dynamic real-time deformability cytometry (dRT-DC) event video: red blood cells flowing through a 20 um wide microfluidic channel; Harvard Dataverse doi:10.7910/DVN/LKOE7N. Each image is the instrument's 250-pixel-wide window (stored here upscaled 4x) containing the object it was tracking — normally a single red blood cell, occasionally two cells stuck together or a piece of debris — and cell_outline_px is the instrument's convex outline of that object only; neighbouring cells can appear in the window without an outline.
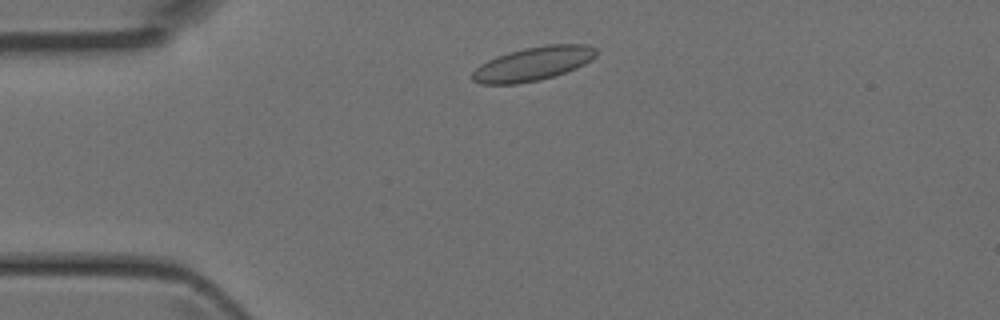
{"species": "Egyptian fruit bat (a non-hibernating species)", "species_latin": "Rousettus aegyptiacus", "temperature_condition": "room temperature", "stored_images_in_passage": 3, "camera_frame_rate_fps": 3000, "um_per_image_px": 0.085, "animal": {"sex": "female"}, "frame": {"image": 1, "passage_image": 2, "time_ms": 0.333, "image_size_px": [1000, 320], "cell_outline_px": [[596, 56], [592, 60], [576, 68], [540, 80], [516, 84], [480, 84], [472, 80], [472, 72], [480, 64], [496, 56], [524, 48], [548, 44], [588, 44], [596, 48]], "centroid_in_image_um": [45.31, 5.41], "position_along_channel_um": 39.7, "area_um2": 24.39}}